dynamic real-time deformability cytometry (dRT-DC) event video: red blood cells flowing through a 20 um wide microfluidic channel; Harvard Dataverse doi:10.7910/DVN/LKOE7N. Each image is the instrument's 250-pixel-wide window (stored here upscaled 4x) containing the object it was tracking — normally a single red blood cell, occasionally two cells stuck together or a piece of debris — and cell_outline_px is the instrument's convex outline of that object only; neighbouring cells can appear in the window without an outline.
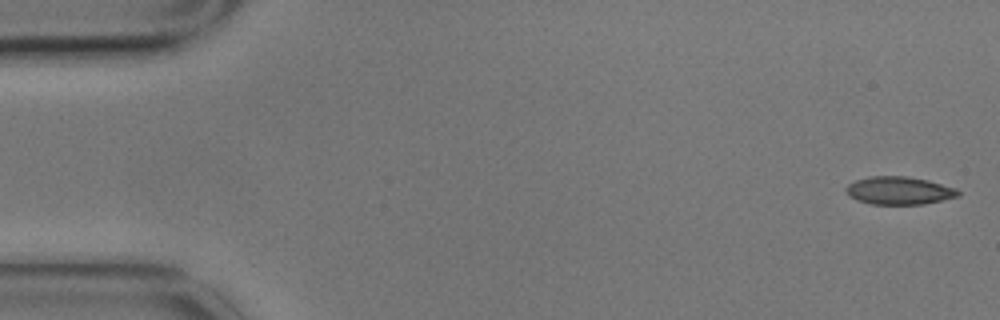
{"species": "common noctule bat (a hibernating species)", "species_latin": "Nyctalus noctula", "temperature_condition": "cold", "stored_images_in_passage": 5, "camera_frame_rate_fps": 3000, "um_per_image_px": 0.085, "animal": {"sex": "male", "body_mass_g": 17.9}, "frame": {"image": 1, "passage_image": 1, "time_ms": 0.0, "image_size_px": [1000, 320], "cell_outline_px": [[960, 196], [924, 204], [872, 204], [856, 200], [848, 196], [844, 188], [848, 184], [856, 180], [868, 176], [904, 176], [928, 180], [956, 188], [960, 192]], "centroid_in_image_um": [76.4, 16.2], "position_along_channel_um": 8.6, "area_um2": 18.32}}
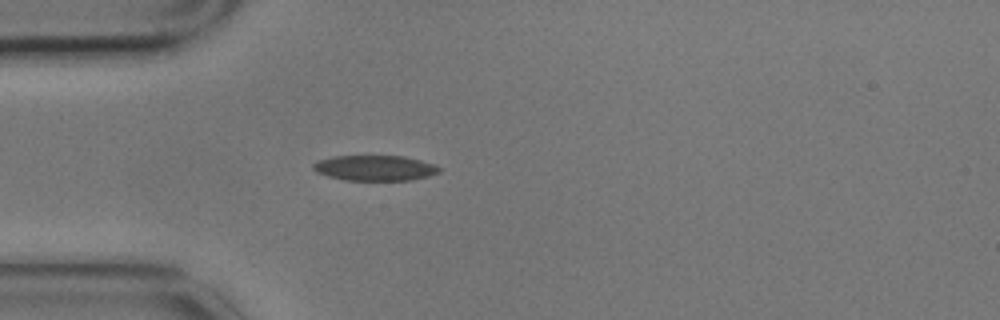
{"frame": {"image": 2, "passage_image": 5, "time_ms": 1.333, "image_size_px": [1000, 320], "cell_outline_px": [[440, 172], [428, 176], [412, 180], [344, 180], [328, 176], [316, 172], [312, 168], [312, 164], [316, 160], [332, 156], [404, 156], [420, 160], [432, 164], [440, 168]], "centroid_in_image_um": [31.82, 14.28], "position_along_channel_um": 53.2, "area_um2": 18.67}}